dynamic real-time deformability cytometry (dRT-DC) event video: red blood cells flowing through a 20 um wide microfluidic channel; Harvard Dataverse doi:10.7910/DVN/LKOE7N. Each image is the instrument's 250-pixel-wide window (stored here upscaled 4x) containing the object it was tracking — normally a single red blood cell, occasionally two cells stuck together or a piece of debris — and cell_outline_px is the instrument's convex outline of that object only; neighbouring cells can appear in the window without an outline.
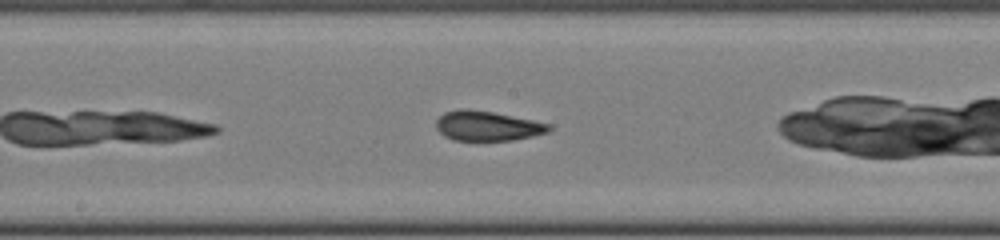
{"species": "common noctule bat (a hibernating species)", "species_latin": "Nyctalus noctula", "temperature_condition": "cold", "stored_images_in_passage": 24, "camera_frame_rate_fps": 3000, "um_per_image_px": 0.085, "animal": {"sex": "female", "body_mass_g": 22.0, "forearm_length_mm": 56.7}, "frame": {"image": 1, "passage_image": 11, "time_ms": 3.333, "image_size_px": [1000, 240], "cell_outline_px": [[552, 128], [548, 132], [532, 136], [512, 140], [452, 140], [444, 136], [436, 128], [436, 120], [444, 112], [460, 108], [468, 108], [492, 112], [552, 124]], "centroid_in_image_um": [41.4, 10.69], "position_along_channel_um": 206.8, "area_um2": 19.59}}
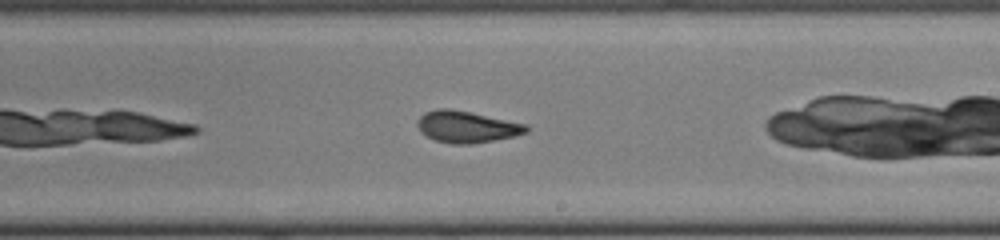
{"frame": {"image": 2, "passage_image": 14, "time_ms": 4.333, "image_size_px": [1000, 240], "cell_outline_px": [[528, 132], [512, 136], [492, 140], [468, 144], [452, 144], [436, 140], [420, 132], [416, 124], [420, 116], [424, 112], [436, 108], [448, 108], [528, 124]], "centroid_in_image_um": [39.63, 10.77], "position_along_channel_um": 249.4, "area_um2": 19.83}}
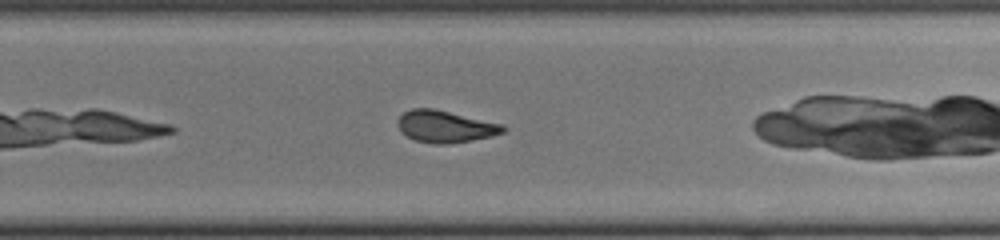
{"frame": {"image": 3, "passage_image": 17, "time_ms": 5.333, "image_size_px": [1000, 240], "cell_outline_px": [[508, 128], [504, 132], [492, 136], [472, 140], [448, 144], [436, 144], [416, 140], [400, 132], [396, 124], [396, 120], [404, 112], [412, 108], [432, 108], [500, 124]], "centroid_in_image_um": [37.8, 10.76], "position_along_channel_um": 292.0, "area_um2": 19.42}}